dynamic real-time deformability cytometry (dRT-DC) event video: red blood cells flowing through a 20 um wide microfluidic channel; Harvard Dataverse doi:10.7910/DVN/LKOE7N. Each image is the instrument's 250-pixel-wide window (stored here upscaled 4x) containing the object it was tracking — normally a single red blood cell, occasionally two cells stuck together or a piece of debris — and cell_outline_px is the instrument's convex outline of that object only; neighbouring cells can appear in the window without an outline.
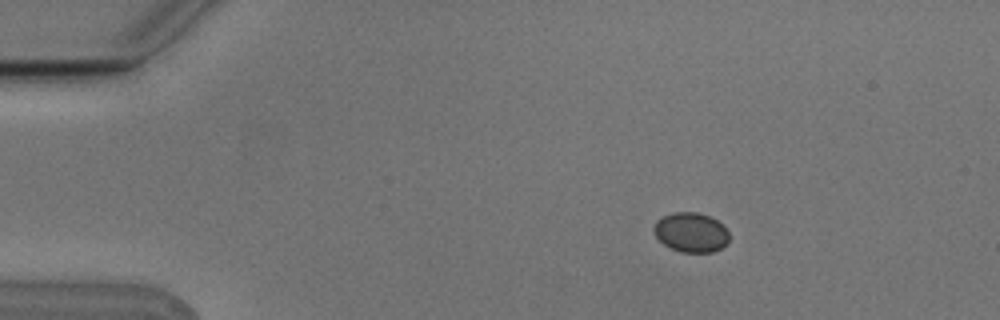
{"species": "Egyptian fruit bat (a non-hibernating species)", "species_latin": "Rousettus aegyptiacus", "temperature_condition": "cold", "stored_images_in_passage": 4, "camera_frame_rate_fps": 3000, "um_per_image_px": 0.085, "animal": {"sex": "male"}, "frame": {"image": 1, "passage_image": 1, "time_ms": 0.0, "image_size_px": [1000, 320], "cell_outline_px": [[728, 240], [720, 248], [712, 252], [680, 252], [664, 244], [656, 236], [652, 228], [656, 220], [672, 212], [696, 212], [708, 216], [716, 220], [728, 232]], "centroid_in_image_um": [58.69, 19.74], "position_along_channel_um": 26.3, "area_um2": 17.11}}